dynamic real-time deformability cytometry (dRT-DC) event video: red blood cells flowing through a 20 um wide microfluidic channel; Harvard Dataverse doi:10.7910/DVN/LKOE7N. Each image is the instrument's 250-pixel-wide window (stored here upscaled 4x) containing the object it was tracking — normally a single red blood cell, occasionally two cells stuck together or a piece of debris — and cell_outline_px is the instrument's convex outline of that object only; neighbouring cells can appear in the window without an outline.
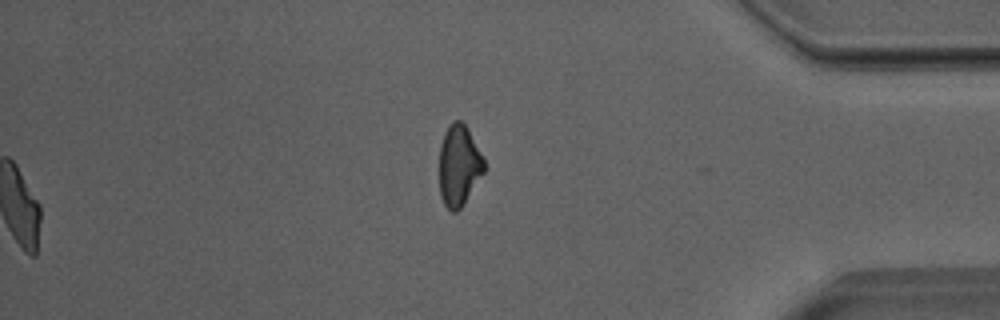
{"species": "Egyptian fruit bat (a non-hibernating species)", "species_latin": "Rousettus aegyptiacus", "temperature_condition": "room temperature", "stored_images_in_passage": 48, "segment_of_instrument_passage": [2, 2], "camera_frame_rate_fps": 3000, "um_per_image_px": 0.085, "animal": {"sex": "male"}, "frame": {"image": 1, "passage_image": 48, "time_ms": 15.667, "image_size_px": [1000, 320], "cell_outline_px": [[488, 168], [460, 208], [456, 212], [452, 212], [444, 204], [440, 196], [440, 144], [444, 132], [448, 124], [452, 120], [460, 120], [468, 128]], "centroid_in_image_um": [39.02, 14.04], "position_along_channel_um": 396.2, "area_um2": 21.33}}